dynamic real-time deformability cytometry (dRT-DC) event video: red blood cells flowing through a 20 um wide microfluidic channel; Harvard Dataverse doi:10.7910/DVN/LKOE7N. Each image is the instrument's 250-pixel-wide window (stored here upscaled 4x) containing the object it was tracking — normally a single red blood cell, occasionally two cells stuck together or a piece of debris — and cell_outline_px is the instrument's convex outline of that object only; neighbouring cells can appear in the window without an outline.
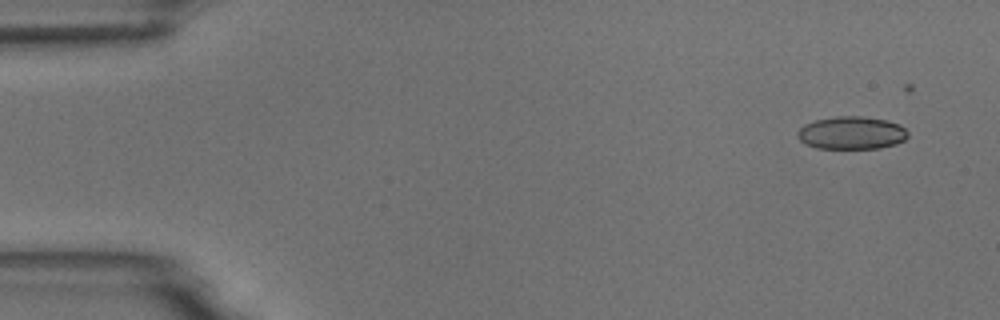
{"species": "common noctule bat (a hibernating species)", "species_latin": "Nyctalus noctula", "temperature_condition": "room temperature", "stored_images_in_passage": 5, "camera_frame_rate_fps": 3000, "um_per_image_px": 0.085, "animal": {"sex": "male", "body_mass_g": 18.8}, "frame": {"image": 1, "passage_image": 1, "time_ms": 0.0, "image_size_px": [1000, 320], "cell_outline_px": [[908, 136], [904, 140], [896, 144], [880, 148], [816, 148], [804, 144], [796, 136], [796, 132], [804, 124], [816, 120], [836, 116], [860, 116], [888, 120], [900, 124], [908, 132]], "centroid_in_image_um": [72.37, 11.29], "position_along_channel_um": 12.6, "area_um2": 21.27}}